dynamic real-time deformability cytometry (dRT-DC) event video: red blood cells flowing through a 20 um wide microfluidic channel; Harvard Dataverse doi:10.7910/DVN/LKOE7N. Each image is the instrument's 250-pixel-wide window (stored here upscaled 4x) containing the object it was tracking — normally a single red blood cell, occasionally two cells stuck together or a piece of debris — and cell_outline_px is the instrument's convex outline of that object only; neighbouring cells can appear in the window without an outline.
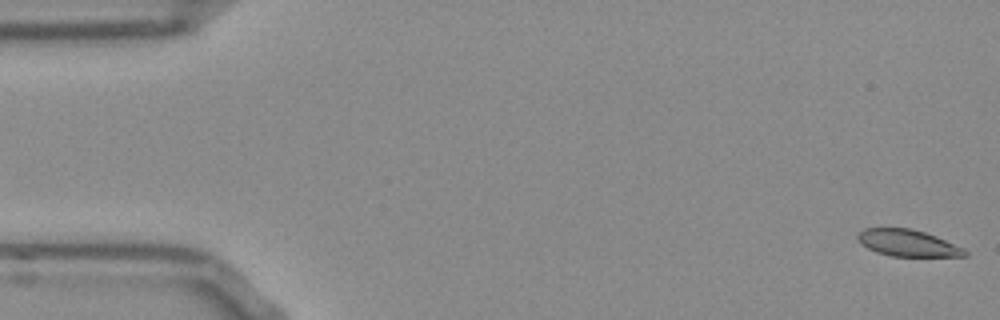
{"species": "Egyptian fruit bat (a non-hibernating species)", "species_latin": "Rousettus aegyptiacus", "temperature_condition": "room temperature", "stored_images_in_passage": 52, "camera_frame_rate_fps": 3000, "um_per_image_px": 0.085, "frame": {"image": 1, "passage_image": 1, "time_ms": 0.0, "image_size_px": [1000, 320], "cell_outline_px": [[968, 256], [892, 256], [876, 252], [860, 244], [856, 236], [864, 228], [912, 228], [936, 236], [964, 248], [968, 252]], "centroid_in_image_um": [77.15, 20.65], "position_along_channel_um": 7.8, "area_um2": 16.65}}
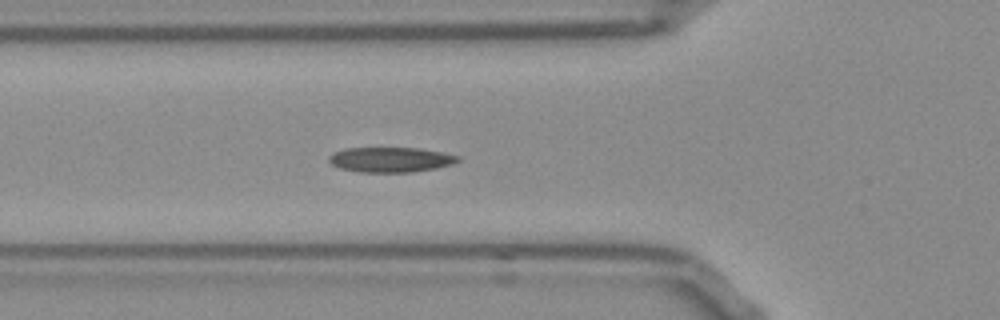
{"frame": {"image": 2, "passage_image": 18, "time_ms": 5.667, "image_size_px": [1000, 320], "cell_outline_px": [[460, 160], [452, 164], [436, 168], [412, 172], [360, 172], [340, 168], [332, 164], [328, 160], [328, 156], [332, 152], [344, 148], [420, 148], [460, 156]], "centroid_in_image_um": [33.17, 13.56], "position_along_channel_um": 92.6, "area_um2": 18.84}}
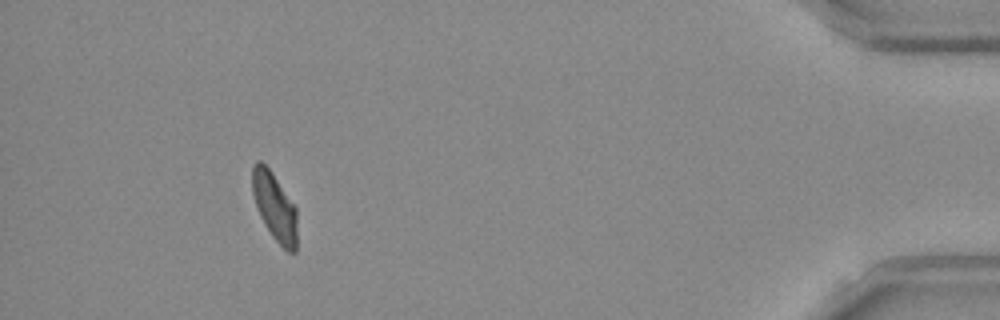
{"frame": {"image": 3, "passage_image": 48, "time_ms": 15.667, "image_size_px": [1000, 320], "cell_outline_px": [[296, 252], [288, 252], [272, 236], [264, 224], [260, 216], [252, 192], [252, 164], [256, 160], [260, 160], [272, 172], [296, 208]], "centroid_in_image_um": [23.32, 17.55], "position_along_channel_um": 411.9, "area_um2": 17.57}, "authors_computed_cell_mechanics": {"area_um2": 18.2648, "velocity_mm_per_s": 3.8504, "shape_relaxation_time_tau1_ms": 5.0289, "shape_relaxation_time_tau2_ms": 1.3646, "deformation_change_tau1": 0.1491, "deformation_change_tau2": 0.0535}}